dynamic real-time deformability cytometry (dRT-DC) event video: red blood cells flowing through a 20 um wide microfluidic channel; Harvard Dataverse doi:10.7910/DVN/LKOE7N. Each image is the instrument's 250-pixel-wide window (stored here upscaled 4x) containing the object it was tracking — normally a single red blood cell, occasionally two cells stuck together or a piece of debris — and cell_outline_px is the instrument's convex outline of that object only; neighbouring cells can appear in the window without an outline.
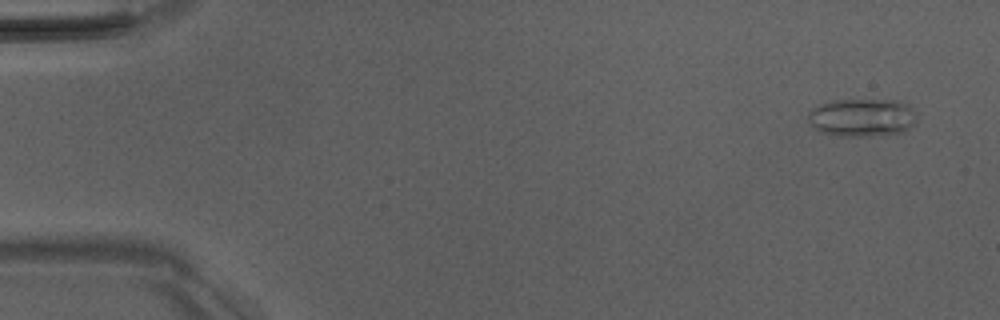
{"species": "Egyptian fruit bat (a non-hibernating species)", "species_latin": "Rousettus aegyptiacus", "temperature_condition": "room temperature", "stored_images_in_passage": 4, "camera_frame_rate_fps": 3000, "um_per_image_px": 0.085, "animal": {"sex": "male"}, "frame": {"image": 1, "passage_image": 1, "time_ms": 0.0, "image_size_px": [1000, 320], "cell_outline_px": [[916, 124], [904, 132], [864, 136], [840, 136], [824, 132], [808, 124], [808, 112], [812, 108], [820, 104], [832, 100], [900, 100], [908, 104], [916, 112]], "centroid_in_image_um": [73.31, 9.98], "position_along_channel_um": 11.7, "area_um2": 24.28}}